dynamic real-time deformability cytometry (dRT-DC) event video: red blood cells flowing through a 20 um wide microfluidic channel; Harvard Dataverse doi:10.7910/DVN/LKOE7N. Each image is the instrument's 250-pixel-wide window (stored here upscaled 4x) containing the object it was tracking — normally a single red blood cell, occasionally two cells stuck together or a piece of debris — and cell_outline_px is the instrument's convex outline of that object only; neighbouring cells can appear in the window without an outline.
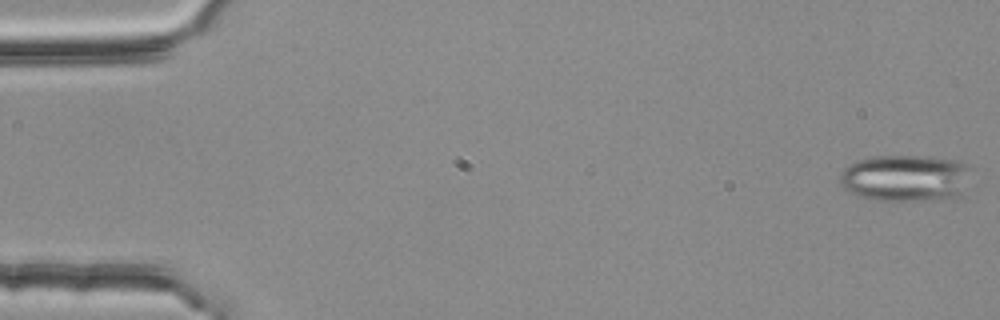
{"species": "common noctule bat (a hibernating species)", "species_latin": "Nyctalus noctula", "temperature_condition": "room temperature", "stored_images_in_passage": 3, "camera_frame_rate_fps": 3000, "um_per_image_px": 0.085, "animal": {"sex": "female", "body_mass_g": 25.1}, "frame": {"image": 1, "passage_image": 1, "time_ms": 0.0, "image_size_px": [1000, 320], "cell_outline_px": [[972, 164], [964, 196], [952, 200], [872, 200], [856, 196], [848, 192], [840, 184], [840, 172], [844, 168], [856, 160], [872, 156], [924, 156], [964, 160]], "centroid_in_image_um": [77.05, 15.14], "position_along_channel_um": 7.9, "area_um2": 37.11}}